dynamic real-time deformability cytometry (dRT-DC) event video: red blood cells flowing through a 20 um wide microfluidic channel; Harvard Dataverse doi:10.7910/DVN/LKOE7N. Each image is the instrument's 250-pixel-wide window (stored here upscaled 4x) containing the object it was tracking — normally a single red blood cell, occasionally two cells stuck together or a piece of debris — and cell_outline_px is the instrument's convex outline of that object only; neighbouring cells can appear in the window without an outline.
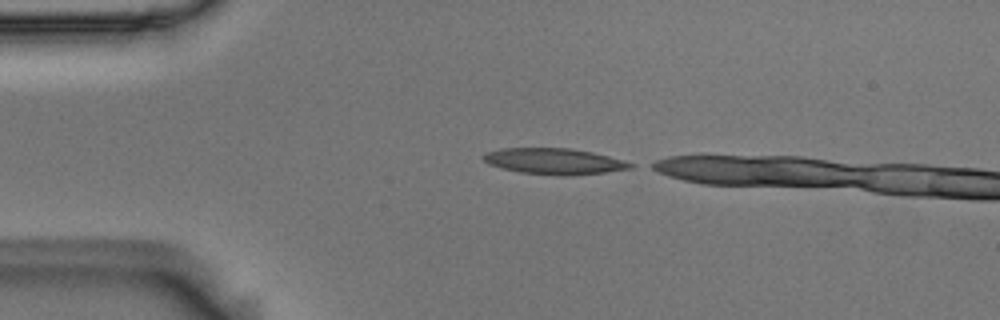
{"species": "Egyptian fruit bat (a non-hibernating species)", "species_latin": "Rousettus aegyptiacus", "temperature_condition": "room temperature", "stored_images_in_passage": 33, "camera_frame_rate_fps": 3000, "um_per_image_px": 0.085, "animal": {"sex": "male"}, "frame": {"image": 1, "passage_image": 1, "time_ms": 0.0, "image_size_px": [1000, 320], "cell_outline_px": [[636, 164], [632, 168], [604, 172], [564, 176], [560, 176], [520, 172], [500, 168], [488, 164], [480, 156], [484, 152], [500, 148], [568, 148], [592, 152], [608, 156]], "centroid_in_image_um": [47.04, 13.7], "position_along_channel_um": 38.0, "area_um2": 22.37}}
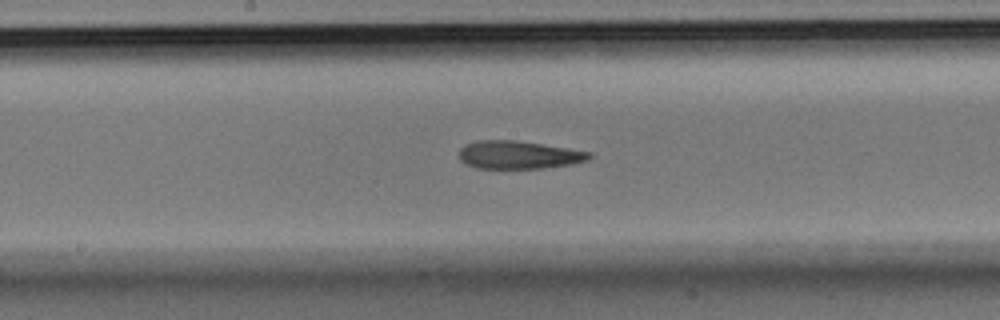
{"frame": {"image": 2, "passage_image": 17, "time_ms": 5.333, "image_size_px": [1000, 320], "cell_outline_px": [[592, 156], [588, 160], [572, 164], [540, 168], [476, 168], [464, 164], [460, 160], [460, 148], [464, 144], [476, 140], [516, 140], [568, 148], [592, 152]], "centroid_in_image_um": [44.06, 13.16], "position_along_channel_um": 204.1, "area_um2": 21.33}}
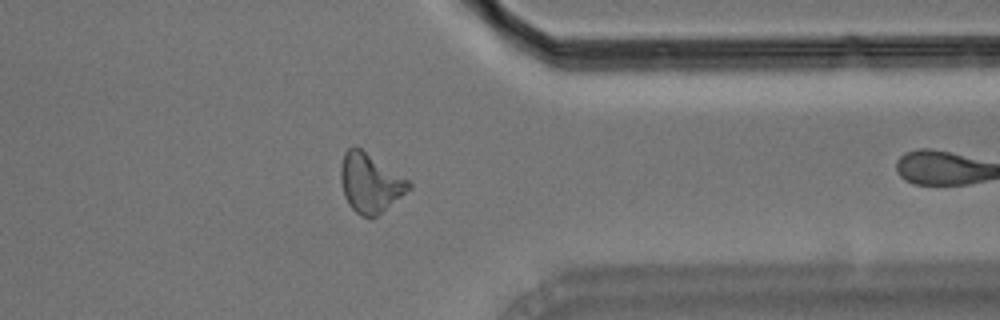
{"frame": {"image": 3, "passage_image": 32, "time_ms": 10.333, "image_size_px": [1000, 320], "cell_outline_px": [[412, 188], [376, 216], [360, 216], [348, 204], [344, 196], [340, 180], [340, 168], [344, 152], [348, 148], [360, 148], [408, 180], [412, 184]], "centroid_in_image_um": [31.44, 15.56], "position_along_channel_um": 380.0, "area_um2": 23.0}}